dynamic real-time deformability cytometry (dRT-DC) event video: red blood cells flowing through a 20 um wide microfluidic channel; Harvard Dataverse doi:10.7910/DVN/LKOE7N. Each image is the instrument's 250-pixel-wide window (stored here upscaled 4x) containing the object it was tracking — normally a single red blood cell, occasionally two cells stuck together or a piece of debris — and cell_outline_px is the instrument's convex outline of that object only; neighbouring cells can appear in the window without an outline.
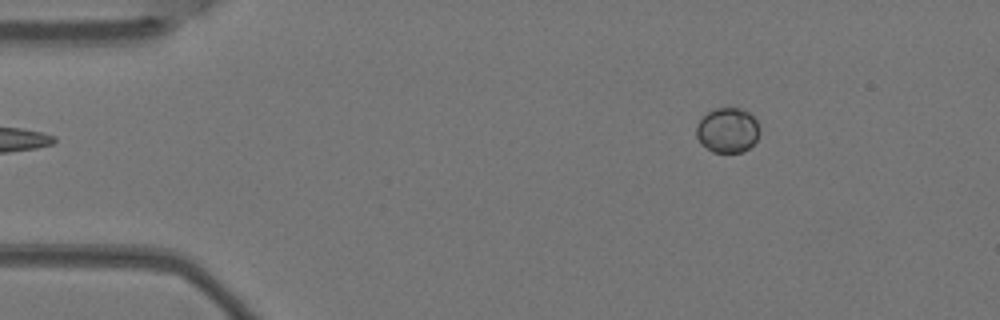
{"species": "Egyptian fruit bat (a non-hibernating species)", "species_latin": "Rousettus aegyptiacus", "temperature_condition": "warm", "stored_images_in_passage": 6, "camera_frame_rate_fps": 3000, "um_per_image_px": 0.085, "animal": {"sex": "female"}, "frame": {"image": 1, "passage_image": 6, "time_ms": 1.667, "image_size_px": [1000, 320], "cell_outline_px": [[760, 132], [756, 140], [744, 152], [712, 152], [700, 144], [696, 136], [696, 124], [708, 112], [716, 108], [740, 108], [748, 112], [756, 120], [760, 128]], "centroid_in_image_um": [61.83, 11.08], "position_along_channel_um": 23.2, "area_um2": 16.65}}